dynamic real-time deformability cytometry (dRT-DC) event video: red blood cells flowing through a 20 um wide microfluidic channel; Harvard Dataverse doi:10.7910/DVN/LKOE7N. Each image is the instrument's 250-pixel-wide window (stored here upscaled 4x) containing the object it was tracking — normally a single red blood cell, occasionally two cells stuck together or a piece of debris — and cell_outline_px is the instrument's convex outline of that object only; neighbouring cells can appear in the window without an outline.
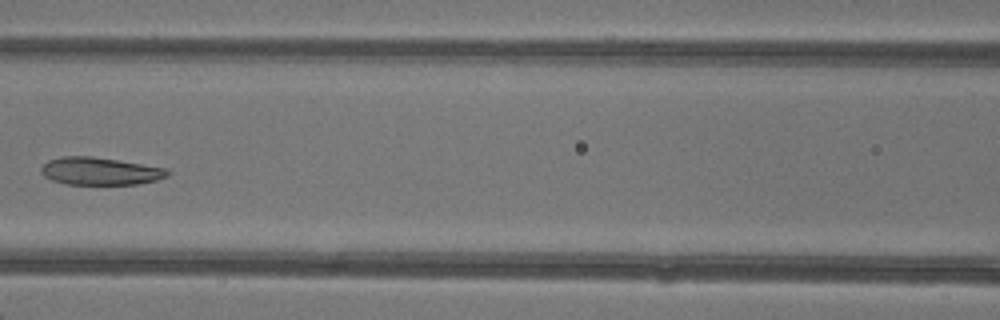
{"species": "common noctule bat (a hibernating species)", "species_latin": "Nyctalus noctula", "temperature_condition": "warm", "stored_images_in_passage": 8, "camera_frame_rate_fps": 3000, "um_per_image_px": 0.085, "animal": {"sex": "female"}, "frame": {"image": 1, "passage_image": 7, "time_ms": 7.333, "image_size_px": [1000, 320], "cell_outline_px": [[172, 172], [168, 176], [156, 180], [136, 184], [64, 184], [52, 180], [44, 176], [40, 172], [40, 168], [48, 160], [64, 156], [92, 156], [168, 168]], "centroid_in_image_um": [8.52, 14.54], "position_along_channel_um": 158.1, "area_um2": 20.4}}
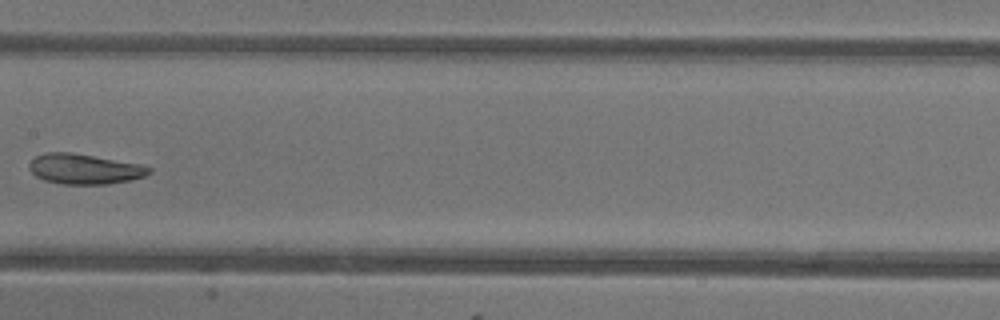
{"frame": {"image": 2, "passage_image": 8, "time_ms": 8.333, "image_size_px": [1000, 320], "cell_outline_px": [[152, 172], [144, 176], [132, 180], [108, 184], [60, 184], [44, 180], [36, 176], [28, 168], [28, 164], [36, 156], [44, 152], [72, 152], [140, 164], [152, 168]], "centroid_in_image_um": [7.17, 14.36], "position_along_channel_um": 200.2, "area_um2": 21.21}}